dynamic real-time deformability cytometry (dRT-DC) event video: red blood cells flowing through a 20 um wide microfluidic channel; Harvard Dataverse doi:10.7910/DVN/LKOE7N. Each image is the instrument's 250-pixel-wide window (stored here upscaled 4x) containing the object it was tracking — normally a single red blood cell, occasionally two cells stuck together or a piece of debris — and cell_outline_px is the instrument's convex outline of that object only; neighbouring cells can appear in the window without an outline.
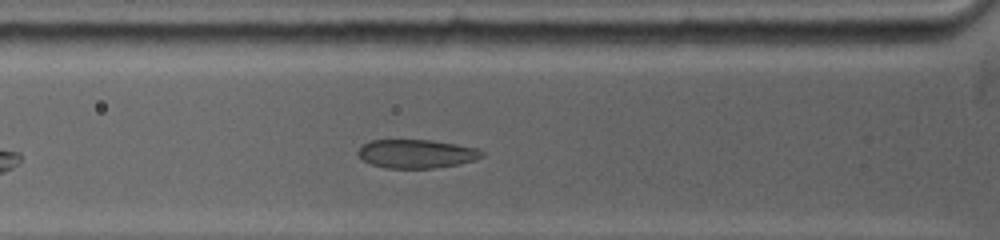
{"species": "common noctule bat (a hibernating species)", "species_latin": "Nyctalus noctula", "temperature_condition": "warm", "stored_images_in_passage": 37, "camera_frame_rate_fps": 5000, "um_per_image_px": 0.085, "animal": {"sex": "female", "body_mass_g": 19.0, "forearm_length_mm": 53.3}, "frame": {"image": 1, "passage_image": 11, "time_ms": 3.2, "image_size_px": [1000, 240], "cell_outline_px": [[484, 156], [460, 164], [432, 168], [384, 168], [372, 164], [364, 160], [356, 152], [364, 144], [372, 140], [432, 140], [456, 144], [476, 148], [484, 152]], "centroid_in_image_um": [35.41, 13.07], "position_along_channel_um": 90.4, "area_um2": 20.52}}
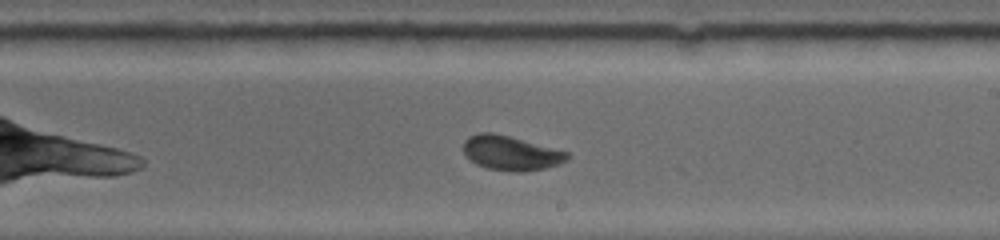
{"frame": {"image": 2, "passage_image": 23, "time_ms": 7.2, "image_size_px": [1000, 240], "cell_outline_px": [[568, 160], [560, 164], [544, 168], [520, 172], [512, 172], [488, 168], [476, 164], [464, 156], [464, 140], [468, 136], [480, 132], [492, 132], [508, 136], [568, 152]], "centroid_in_image_um": [43.38, 13.01], "position_along_channel_um": 245.6, "area_um2": 20.75}}
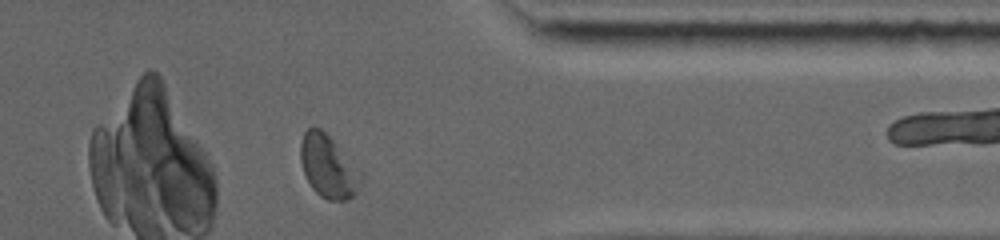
{"frame": {"image": 3, "passage_image": 35, "time_ms": 11.0, "image_size_px": [1000, 240], "cell_outline_px": [[360, 184], [356, 192], [348, 200], [328, 200], [320, 196], [312, 188], [304, 172], [300, 160], [300, 144], [304, 132], [308, 128], [320, 128], [332, 140]], "centroid_in_image_um": [27.74, 14.18], "position_along_channel_um": 383.7, "area_um2": 20.17}, "authors_computed_cell_mechanics": {"area_um2": 20.5768, "velocity_mm_per_s": 3.8861, "shape_relaxation_time_tau1_ms": 7.0572, "shape_relaxation_time_tau2_ms": 0.7876, "deformation_change_tau1": 0.161, "deformation_change_tau2": 0.0598}}